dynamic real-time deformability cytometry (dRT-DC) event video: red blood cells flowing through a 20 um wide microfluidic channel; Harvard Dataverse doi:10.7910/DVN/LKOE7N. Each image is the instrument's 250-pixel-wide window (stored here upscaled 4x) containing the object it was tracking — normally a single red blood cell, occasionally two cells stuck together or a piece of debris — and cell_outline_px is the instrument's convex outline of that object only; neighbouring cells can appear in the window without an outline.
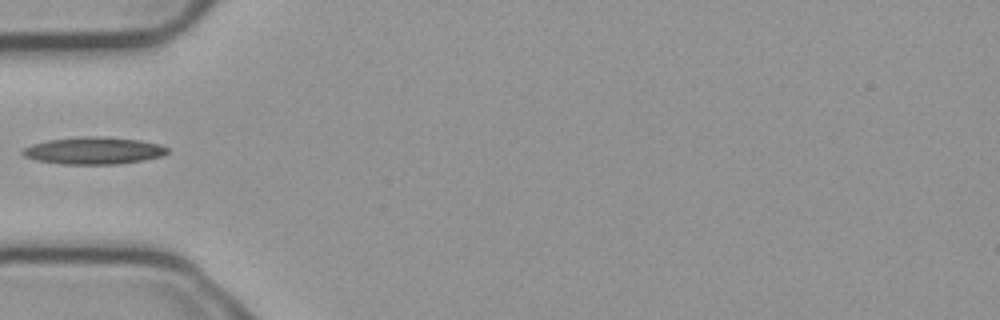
{"species": "common noctule bat (a hibernating species)", "species_latin": "Nyctalus noctula", "temperature_condition": "cold", "stored_images_in_passage": 1, "camera_frame_rate_fps": 3000, "um_per_image_px": 0.085, "animal": {"sex": "male", "body_mass_g": 23.1, "forearm_length_mm": 52.7}, "frame": {"image": 1, "passage_image": 1, "time_ms": 0.0, "image_size_px": [1000, 320], "cell_outline_px": [[168, 152], [164, 156], [144, 160], [120, 164], [60, 164], [36, 160], [24, 156], [20, 152], [24, 148], [32, 144], [48, 140], [80, 136], [104, 136], [140, 140], [160, 144], [168, 148]], "centroid_in_image_um": [7.98, 12.8], "position_along_channel_um": 77.0, "area_um2": 23.18}}